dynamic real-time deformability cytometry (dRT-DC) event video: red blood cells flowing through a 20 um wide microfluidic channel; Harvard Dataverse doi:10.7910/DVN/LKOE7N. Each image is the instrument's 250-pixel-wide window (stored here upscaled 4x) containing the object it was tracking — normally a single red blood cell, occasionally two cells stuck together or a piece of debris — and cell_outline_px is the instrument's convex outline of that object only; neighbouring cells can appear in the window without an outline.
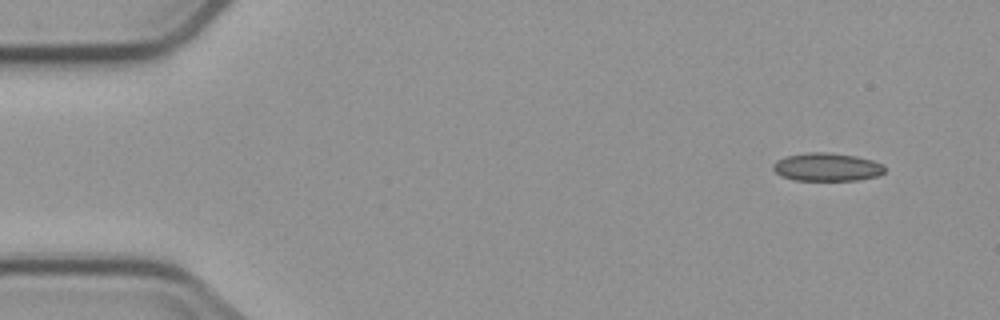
{"species": "common noctule bat (a hibernating species)", "species_latin": "Nyctalus noctula", "temperature_condition": "cold", "stored_images_in_passage": 5, "camera_frame_rate_fps": 3000, "um_per_image_px": 0.085, "animal": {"sex": "male", "body_mass_g": 23.1, "forearm_length_mm": 52.7}, "frame": {"image": 1, "passage_image": 1, "time_ms": 0.0, "image_size_px": [1000, 320], "cell_outline_px": [[884, 172], [880, 176], [856, 180], [796, 180], [780, 176], [772, 168], [772, 164], [776, 160], [784, 156], [808, 152], [828, 152], [856, 156], [872, 160], [880, 164], [884, 168]], "centroid_in_image_um": [70.25, 14.19], "position_along_channel_um": 14.8, "area_um2": 18.38}}
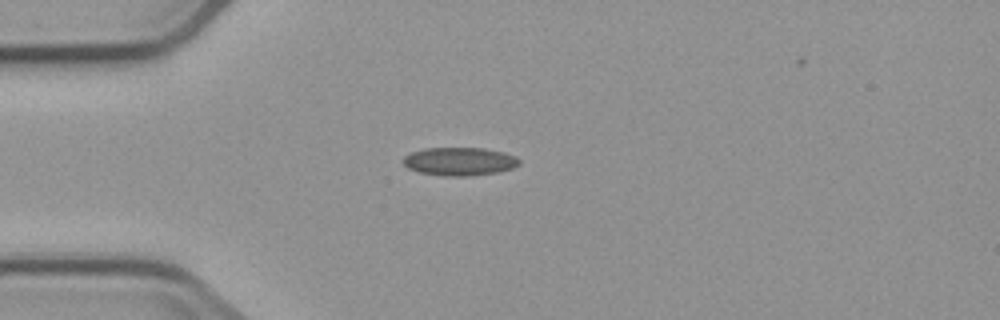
{"frame": {"image": 2, "passage_image": 4, "time_ms": 3.333, "image_size_px": [1000, 320], "cell_outline_px": [[520, 164], [512, 168], [496, 172], [468, 176], [444, 176], [420, 172], [408, 168], [400, 160], [404, 156], [412, 152], [424, 148], [484, 148], [504, 152], [516, 156], [520, 160]], "centroid_in_image_um": [39.05, 13.71], "position_along_channel_um": 45.9, "area_um2": 19.13}}
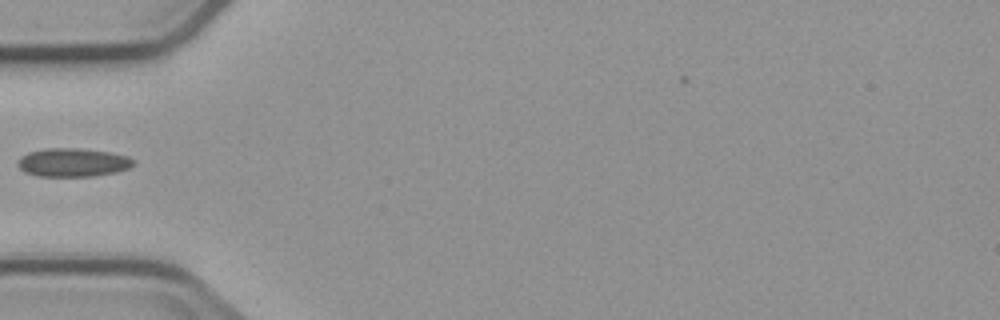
{"frame": {"image": 3, "passage_image": 5, "time_ms": 4.667, "image_size_px": [1000, 320], "cell_outline_px": [[136, 164], [128, 168], [116, 172], [92, 176], [36, 176], [24, 172], [16, 164], [16, 160], [20, 156], [28, 152], [44, 148], [80, 148], [108, 152], [128, 156], [136, 160]], "centroid_in_image_um": [6.17, 13.8], "position_along_channel_um": 78.8, "area_um2": 19.48}}